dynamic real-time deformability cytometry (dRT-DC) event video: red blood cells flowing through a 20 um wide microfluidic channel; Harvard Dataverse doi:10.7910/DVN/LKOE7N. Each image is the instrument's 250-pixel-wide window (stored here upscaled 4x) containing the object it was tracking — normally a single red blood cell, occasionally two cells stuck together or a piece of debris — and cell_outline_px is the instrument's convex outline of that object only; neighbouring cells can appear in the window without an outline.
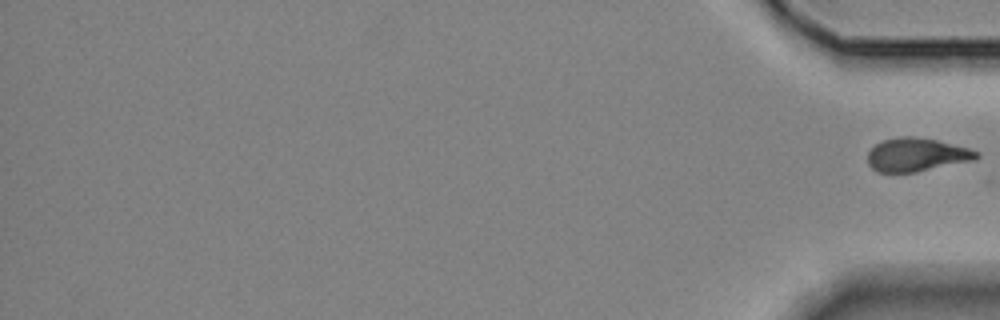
{"species": "Egyptian fruit bat (a non-hibernating species)", "species_latin": "Rousettus aegyptiacus", "temperature_condition": "room temperature", "stored_images_in_passage": 17, "segment_of_instrument_passage": [2, 2], "camera_frame_rate_fps": 3000, "um_per_image_px": 0.085, "animal": {"sex": "female"}, "frame": {"image": 1, "passage_image": 17, "time_ms": 18.333, "image_size_px": [1000, 320], "cell_outline_px": [[980, 156], [976, 160], [916, 172], [876, 172], [868, 164], [868, 152], [876, 144], [884, 140], [900, 136], [912, 136], [936, 140], [968, 148], [980, 152]], "centroid_in_image_um": [77.93, 13.16], "position_along_channel_um": 357.3, "area_um2": 21.21}}